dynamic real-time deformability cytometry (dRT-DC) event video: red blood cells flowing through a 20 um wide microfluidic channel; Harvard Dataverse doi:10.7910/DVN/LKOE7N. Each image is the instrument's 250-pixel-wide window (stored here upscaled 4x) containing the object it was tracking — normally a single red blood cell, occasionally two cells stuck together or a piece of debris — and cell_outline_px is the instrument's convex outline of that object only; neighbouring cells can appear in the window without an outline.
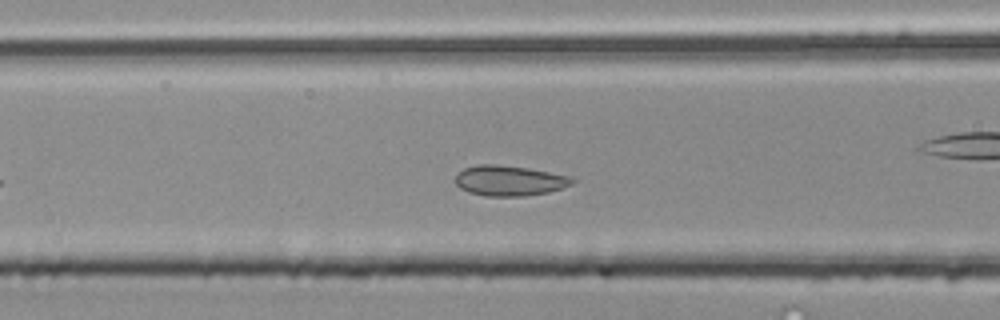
{"species": "common noctule bat (a hibernating species)", "species_latin": "Nyctalus noctula", "temperature_condition": "room temperature", "stored_images_in_passage": 27, "camera_frame_rate_fps": 3000, "um_per_image_px": 0.085, "animal": {"sex": "male", "body_mass_g": 20.4}, "frame": {"image": 1, "passage_image": 5, "time_ms": 1.333, "image_size_px": [1000, 320], "cell_outline_px": [[576, 180], [572, 184], [564, 188], [548, 192], [524, 196], [488, 196], [468, 192], [460, 188], [452, 180], [456, 172], [464, 168], [476, 164], [496, 164], [528, 168], [572, 176]], "centroid_in_image_um": [43.27, 15.34], "position_along_channel_um": 123.3, "area_um2": 21.04}}
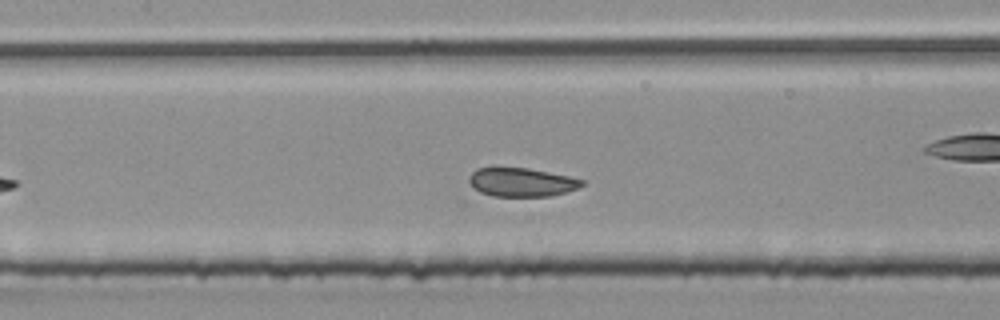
{"frame": {"image": 2, "passage_image": 8, "time_ms": 2.333, "image_size_px": [1000, 320], "cell_outline_px": [[584, 184], [580, 188], [568, 192], [552, 196], [492, 196], [480, 192], [472, 188], [468, 180], [468, 176], [476, 168], [528, 168], [568, 176], [584, 180]], "centroid_in_image_um": [44.33, 15.5], "position_along_channel_um": 163.1, "area_um2": 19.02}, "authors_computed_cell_mechanics": {"area_um2": 19.3052, "velocity_mm_per_s": 3.9453, "shape_relaxation_time_tau1_ms": null, "shape_relaxation_time_tau2_ms": 1.3594, "deformation_change_tau1": null, "deformation_change_tau2": 0.0612}}